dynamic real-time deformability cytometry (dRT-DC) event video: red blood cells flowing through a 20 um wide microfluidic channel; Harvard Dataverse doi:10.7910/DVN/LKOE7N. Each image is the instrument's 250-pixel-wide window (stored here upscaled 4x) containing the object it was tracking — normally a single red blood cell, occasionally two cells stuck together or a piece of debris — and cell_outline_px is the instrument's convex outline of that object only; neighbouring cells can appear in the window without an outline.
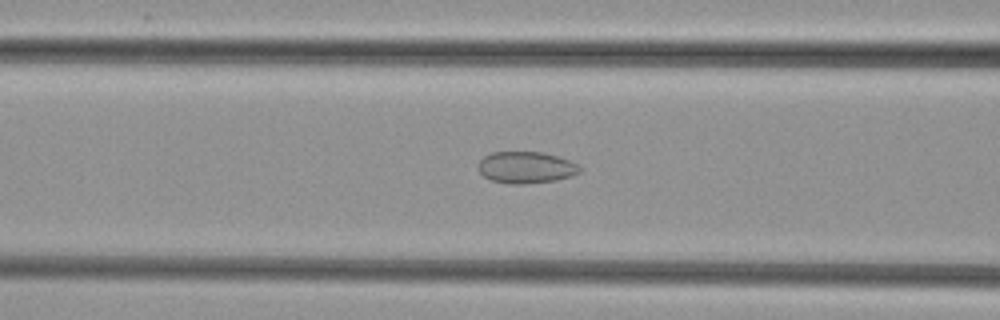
{"species": "common noctule bat (a hibernating species)", "species_latin": "Nyctalus noctula", "temperature_condition": "cold", "stored_images_in_passage": 50, "camera_frame_rate_fps": 3000, "um_per_image_px": 0.085, "animal": {"sex": "female", "body_mass_g": 29.2, "forearm_length_mm": 56.3}, "frame": {"image": 1, "passage_image": 22, "time_ms": 7.0, "image_size_px": [1000, 320], "cell_outline_px": [[580, 172], [572, 176], [556, 180], [524, 184], [508, 184], [492, 180], [484, 176], [480, 172], [476, 164], [484, 156], [492, 152], [544, 152], [580, 164]], "centroid_in_image_um": [44.7, 14.23], "position_along_channel_um": 121.9, "area_um2": 18.84}}
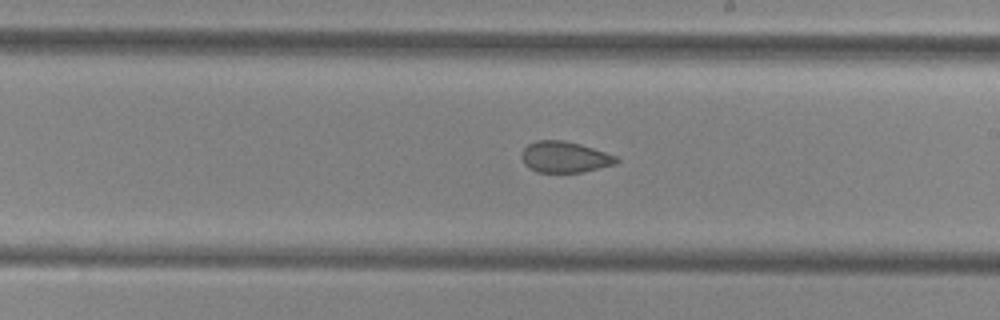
{"frame": {"image": 2, "passage_image": 31, "time_ms": 10.0, "image_size_px": [1000, 320], "cell_outline_px": [[620, 160], [616, 164], [580, 172], [536, 172], [528, 168], [524, 164], [520, 156], [520, 152], [528, 144], [536, 140], [564, 140], [580, 144], [616, 156]], "centroid_in_image_um": [47.94, 13.34], "position_along_channel_um": 241.1, "area_um2": 17.22}}
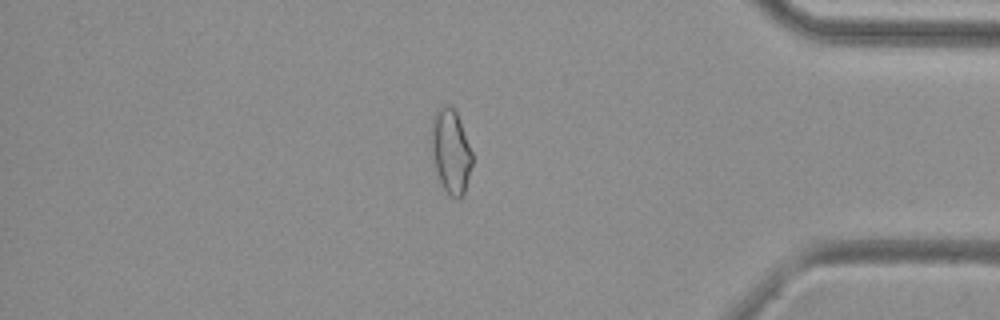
{"frame": {"image": 3, "passage_image": 45, "time_ms": 14.667, "image_size_px": [1000, 320], "cell_outline_px": [[472, 164], [464, 192], [460, 196], [452, 196], [444, 188], [436, 172], [428, 136], [432, 116], [444, 104], [448, 104], [456, 112], [460, 120], [472, 152]], "centroid_in_image_um": [38.27, 12.77], "position_along_channel_um": 396.9, "area_um2": 20.06}}